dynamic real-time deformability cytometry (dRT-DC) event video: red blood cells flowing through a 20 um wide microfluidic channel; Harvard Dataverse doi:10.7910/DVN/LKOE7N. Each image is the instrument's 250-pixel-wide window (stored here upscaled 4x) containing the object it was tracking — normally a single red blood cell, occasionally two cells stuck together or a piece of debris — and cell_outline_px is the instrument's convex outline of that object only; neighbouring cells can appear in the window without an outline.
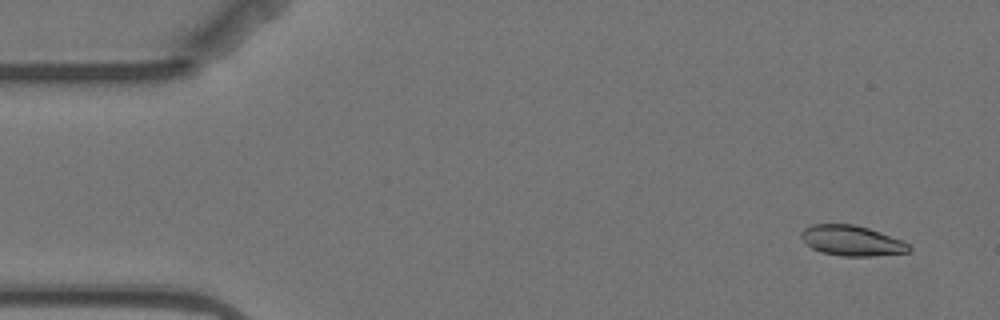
{"species": "Egyptian fruit bat (a non-hibernating species)", "species_latin": "Rousettus aegyptiacus", "temperature_condition": "warm", "stored_images_in_passage": 9, "camera_frame_rate_fps": 3000, "um_per_image_px": 0.085, "animal": {"sex": "female"}, "frame": {"image": 1, "passage_image": 1, "time_ms": 0.0, "image_size_px": [1000, 320], "cell_outline_px": [[912, 248], [908, 252], [872, 256], [840, 256], [820, 252], [812, 248], [800, 236], [800, 232], [804, 228], [812, 224], [856, 224], [904, 240]], "centroid_in_image_um": [72.4, 20.45], "position_along_channel_um": 12.6, "area_um2": 19.13}}
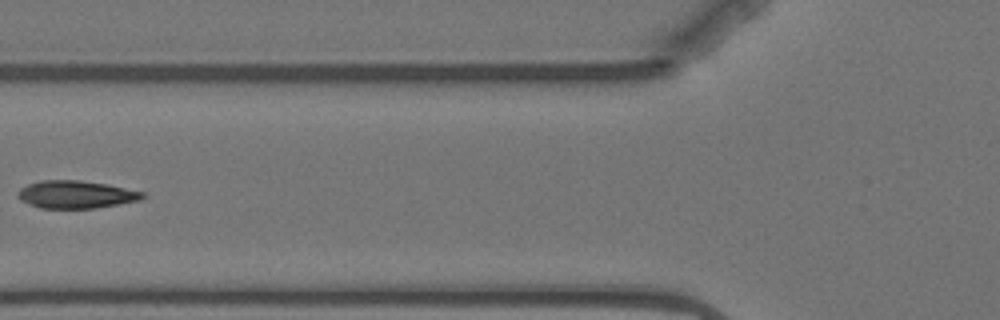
{"frame": {"image": 2, "passage_image": 6, "time_ms": 6.0, "image_size_px": [1000, 320], "cell_outline_px": [[148, 196], [140, 200], [96, 208], [40, 208], [28, 204], [20, 200], [16, 196], [16, 192], [20, 188], [28, 184], [40, 180], [80, 180], [108, 184], [148, 192]], "centroid_in_image_um": [6.49, 16.52], "position_along_channel_um": 119.3, "area_um2": 20.52}}
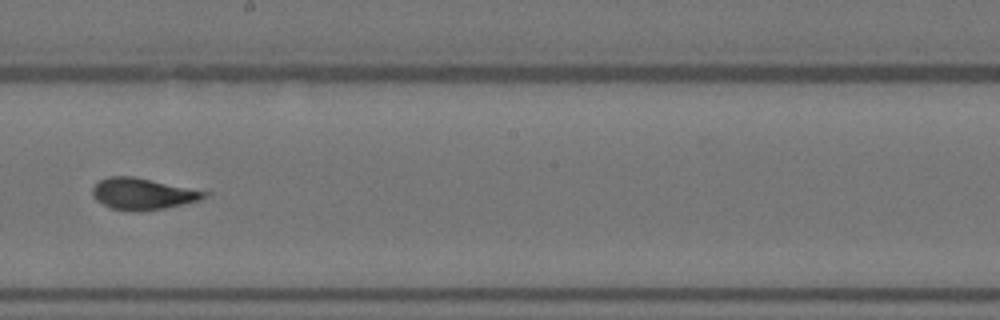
{"frame": {"image": 3, "passage_image": 9, "time_ms": 9.333, "image_size_px": [1000, 320], "cell_outline_px": [[212, 192], [200, 200], [164, 208], [140, 212], [136, 212], [112, 208], [96, 200], [92, 196], [92, 188], [100, 180], [108, 176], [132, 176]], "centroid_in_image_um": [12.14, 16.47], "position_along_channel_um": 236.1, "area_um2": 20.52}}